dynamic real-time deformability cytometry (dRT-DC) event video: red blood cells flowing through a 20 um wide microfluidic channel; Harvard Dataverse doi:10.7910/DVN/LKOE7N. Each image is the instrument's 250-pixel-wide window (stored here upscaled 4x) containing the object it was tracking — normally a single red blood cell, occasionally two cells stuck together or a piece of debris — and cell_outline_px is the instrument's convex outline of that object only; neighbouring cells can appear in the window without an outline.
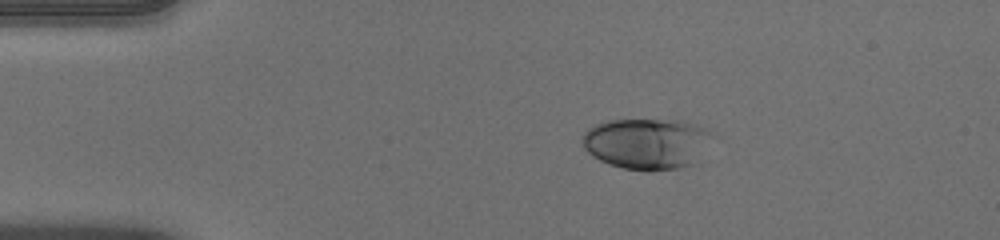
{"species": "human", "species_latin": "Homo sapiens", "temperature_condition": "warm", "stored_images_in_passage": 43, "camera_frame_rate_fps": 3000, "um_per_image_px": 0.085, "donor": {"sex": "male"}, "frame": {"image": 1, "passage_image": 1, "time_ms": 0.0, "image_size_px": [1000, 240], "cell_outline_px": [[716, 136], [696, 164], [676, 168], [648, 172], [624, 168], [608, 164], [592, 156], [584, 148], [584, 132], [588, 128], [596, 124], [608, 120], [684, 120], [696, 124], [704, 128]], "centroid_in_image_um": [55.05, 12.21], "position_along_channel_um": 29.9, "area_um2": 39.19}}
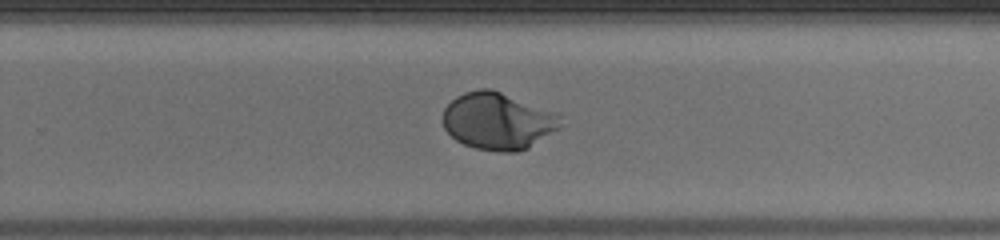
{"frame": {"image": 2, "passage_image": 25, "time_ms": 8.0, "image_size_px": [1000, 240], "cell_outline_px": [[560, 116], [556, 128], [528, 148], [516, 152], [496, 152], [476, 148], [464, 144], [456, 140], [444, 128], [444, 108], [456, 96], [464, 92], [480, 88], [492, 88], [556, 112]], "centroid_in_image_um": [42.27, 10.27], "position_along_channel_um": 287.5, "area_um2": 38.73}}
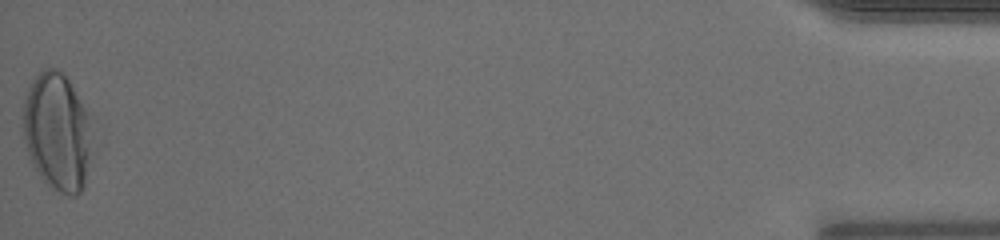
{"frame": {"image": 3, "passage_image": 43, "time_ms": 14.0, "image_size_px": [1000, 240], "cell_outline_px": [[92, 148], [84, 188], [76, 196], [68, 196], [52, 188], [40, 176], [32, 164], [24, 140], [20, 116], [24, 100], [28, 88], [32, 80], [44, 68], [56, 68], [68, 80], [88, 112]], "centroid_in_image_um": [4.84, 11.22], "position_along_channel_um": 430.4, "area_um2": 47.8}, "authors_computed_cell_mechanics": {"area_um2": 37.859, "velocity_mm_per_s": 3.9698, "shape_relaxation_time_tau1_ms": 3.051, "shape_relaxation_time_tau2_ms": null, "deformation_change_tau1": 0.2041, "deformation_change_tau2": null}}